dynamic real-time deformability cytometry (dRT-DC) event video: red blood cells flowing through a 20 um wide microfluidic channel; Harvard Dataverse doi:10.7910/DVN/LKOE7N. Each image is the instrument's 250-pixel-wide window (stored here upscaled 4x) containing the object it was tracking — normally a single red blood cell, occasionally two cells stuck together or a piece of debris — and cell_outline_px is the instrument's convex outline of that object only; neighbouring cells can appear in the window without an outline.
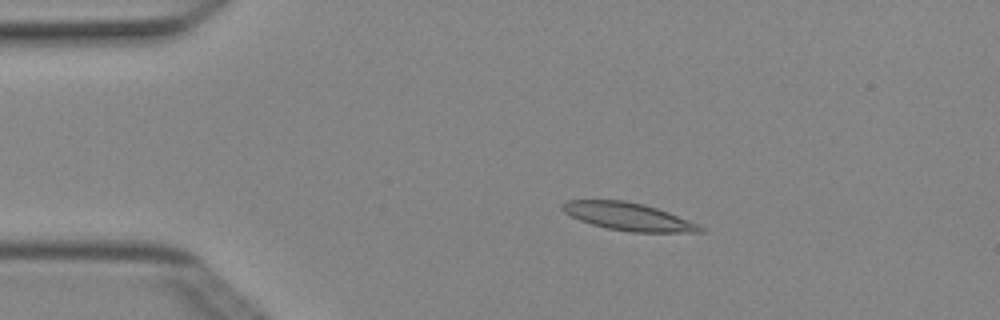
{"species": "Egyptian fruit bat (a non-hibernating species)", "species_latin": "Rousettus aegyptiacus", "temperature_condition": "cold", "stored_images_in_passage": 3, "camera_frame_rate_fps": 3000, "um_per_image_px": 0.085, "animal": {"sex": "female"}, "frame": {"image": 1, "passage_image": 2, "time_ms": 0.333, "image_size_px": [1000, 320], "cell_outline_px": [[704, 232], [632, 232], [608, 228], [592, 224], [580, 220], [564, 212], [560, 208], [568, 200], [624, 200], [644, 204], [668, 212], [696, 224], [704, 228]], "centroid_in_image_um": [53.38, 18.4], "position_along_channel_um": 31.6, "area_um2": 21.85}}